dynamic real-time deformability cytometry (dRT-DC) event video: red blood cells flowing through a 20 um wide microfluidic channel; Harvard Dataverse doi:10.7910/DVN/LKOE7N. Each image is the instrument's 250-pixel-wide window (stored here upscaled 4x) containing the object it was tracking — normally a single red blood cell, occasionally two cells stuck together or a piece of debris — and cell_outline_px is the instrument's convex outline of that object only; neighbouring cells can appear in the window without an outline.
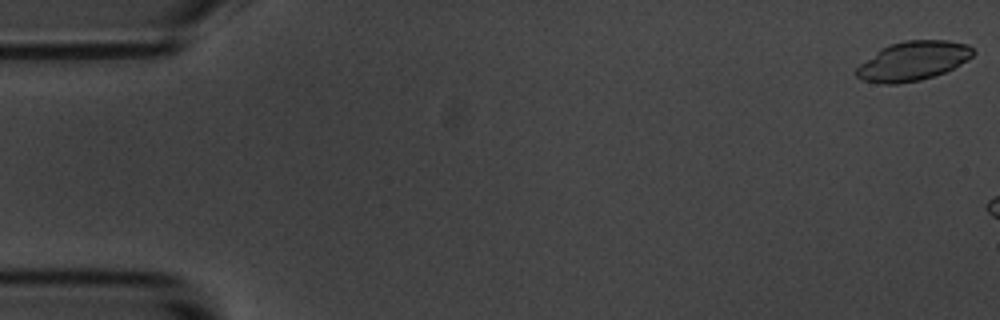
{"species": "common noctule bat (a hibernating species)", "species_latin": "Nyctalus noctula", "temperature_condition": "room temperature", "stored_images_in_passage": 3, "camera_frame_rate_fps": 3000, "um_per_image_px": 0.085, "animal": {"sex": "male", "body_mass_g": 20.1, "forearm_length_mm": 53.5}, "frame": {"image": 1, "passage_image": 1, "time_ms": 0.0, "image_size_px": [1000, 320], "cell_outline_px": [[976, 52], [968, 60], [944, 72], [920, 80], [896, 84], [884, 84], [864, 80], [856, 76], [856, 68], [860, 64], [880, 48], [888, 44], [904, 40], [948, 40], [968, 44]], "centroid_in_image_um": [77.61, 5.16], "position_along_channel_um": 7.4, "area_um2": 26.65}}